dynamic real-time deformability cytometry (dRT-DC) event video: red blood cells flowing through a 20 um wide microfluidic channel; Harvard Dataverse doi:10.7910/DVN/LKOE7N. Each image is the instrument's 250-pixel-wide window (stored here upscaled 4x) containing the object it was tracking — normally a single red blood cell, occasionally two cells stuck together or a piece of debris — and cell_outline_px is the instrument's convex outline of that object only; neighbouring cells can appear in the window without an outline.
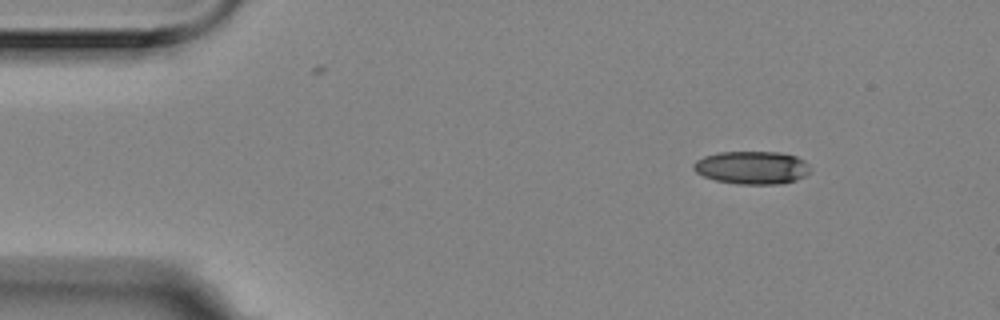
{"species": "Egyptian fruit bat (a non-hibernating species)", "species_latin": "Rousettus aegyptiacus", "temperature_condition": "room temperature", "stored_images_in_passage": 2, "camera_frame_rate_fps": 3000, "um_per_image_px": 0.085, "animal": {"sex": "female"}, "frame": {"image": 1, "passage_image": 1, "time_ms": 0.0, "image_size_px": [1000, 320], "cell_outline_px": [[812, 172], [796, 180], [776, 184], [740, 184], [716, 180], [704, 176], [696, 172], [692, 168], [692, 164], [696, 160], [704, 156], [720, 152], [780, 152], [796, 156], [804, 160], [808, 164]], "centroid_in_image_um": [63.93, 14.24], "position_along_channel_um": 21.1, "area_um2": 22.48}}